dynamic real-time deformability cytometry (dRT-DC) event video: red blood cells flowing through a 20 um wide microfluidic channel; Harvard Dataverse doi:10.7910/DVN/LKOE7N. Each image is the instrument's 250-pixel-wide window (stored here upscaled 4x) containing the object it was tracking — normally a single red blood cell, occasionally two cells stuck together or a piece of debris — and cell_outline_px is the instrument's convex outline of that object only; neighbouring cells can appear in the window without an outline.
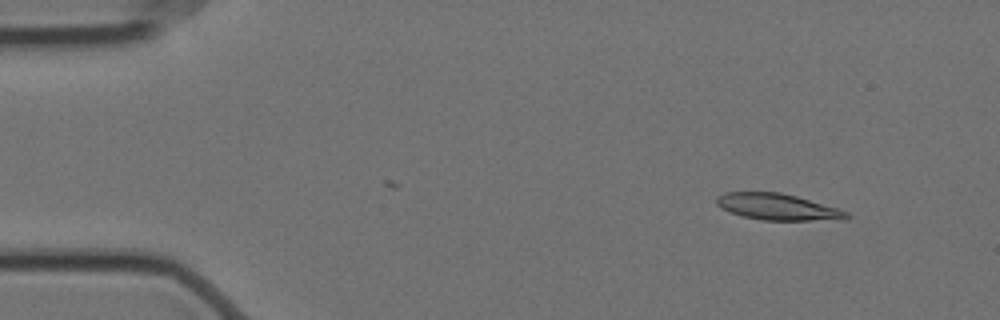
{"species": "Egyptian fruit bat (a non-hibernating species)", "species_latin": "Rousettus aegyptiacus", "temperature_condition": "cold", "stored_images_in_passage": 10, "camera_frame_rate_fps": 3000, "um_per_image_px": 0.085, "animal": {"sex": "female"}, "frame": {"image": 1, "passage_image": 5, "time_ms": 1.333, "image_size_px": [1000, 320], "cell_outline_px": [[852, 216], [840, 220], [760, 220], [744, 216], [720, 208], [716, 204], [716, 196], [724, 192], [780, 192], [796, 196], [836, 208], [848, 212]], "centroid_in_image_um": [66.07, 17.58], "position_along_channel_um": 18.9, "area_um2": 19.88}}